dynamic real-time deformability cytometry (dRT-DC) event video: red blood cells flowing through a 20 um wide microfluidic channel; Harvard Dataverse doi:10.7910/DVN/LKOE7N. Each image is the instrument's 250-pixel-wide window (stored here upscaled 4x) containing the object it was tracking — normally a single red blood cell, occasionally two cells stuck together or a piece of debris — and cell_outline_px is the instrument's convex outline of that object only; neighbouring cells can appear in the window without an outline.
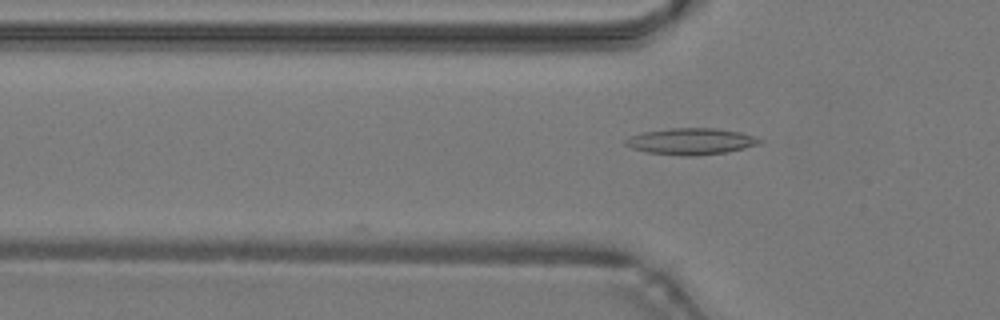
{"species": "common noctule bat (a hibernating species)", "species_latin": "Nyctalus noctula", "temperature_condition": "warm", "stored_images_in_passage": 6, "camera_frame_rate_fps": 3000, "um_per_image_px": 0.085, "animal": {"sex": "male", "body_mass_g": 19.2, "forearm_length_mm": 51.8}, "frame": {"image": 1, "passage_image": 6, "time_ms": 1.667, "image_size_px": [1000, 320], "cell_outline_px": [[760, 144], [728, 152], [696, 156], [680, 156], [648, 152], [632, 148], [624, 144], [624, 140], [628, 136], [644, 132], [672, 128], [716, 128], [740, 132], [752, 136], [760, 140]], "centroid_in_image_um": [58.7, 12.02], "position_along_channel_um": 67.1, "area_um2": 20.63}}